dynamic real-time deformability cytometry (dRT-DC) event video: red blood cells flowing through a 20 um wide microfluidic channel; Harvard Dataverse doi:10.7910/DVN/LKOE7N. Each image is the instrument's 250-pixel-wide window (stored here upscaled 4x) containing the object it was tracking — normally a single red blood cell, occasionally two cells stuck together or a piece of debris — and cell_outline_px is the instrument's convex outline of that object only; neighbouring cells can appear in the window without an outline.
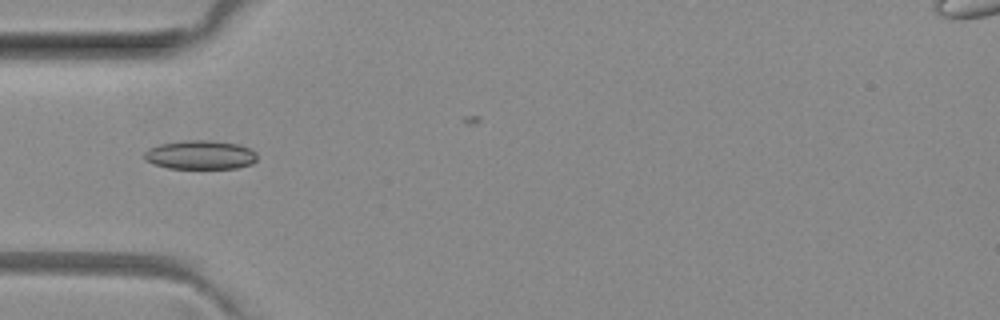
{"species": "common noctule bat (a hibernating species)", "species_latin": "Nyctalus noctula", "temperature_condition": "room temperature", "stored_images_in_passage": 8, "camera_frame_rate_fps": 3000, "um_per_image_px": 0.085, "animal": {"sex": "female", "body_mass_g": 29.2, "forearm_length_mm": 56.3}, "frame": {"image": 1, "passage_image": 3, "time_ms": 0.667, "image_size_px": [1000, 320], "cell_outline_px": [[256, 160], [252, 164], [236, 168], [168, 168], [144, 160], [144, 152], [148, 148], [160, 144], [184, 140], [212, 140], [240, 144], [256, 152]], "centroid_in_image_um": [17.03, 13.15], "position_along_channel_um": 68.0, "area_um2": 19.07}}
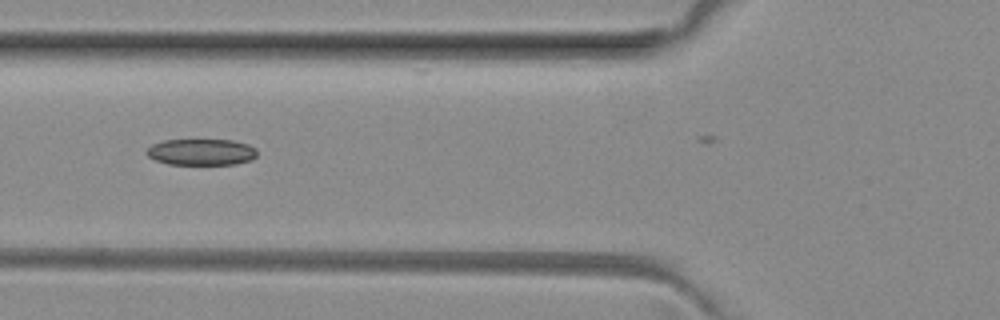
{"frame": {"image": 2, "passage_image": 6, "time_ms": 1.667, "image_size_px": [1000, 320], "cell_outline_px": [[256, 156], [252, 160], [236, 164], [168, 164], [156, 160], [148, 156], [144, 152], [152, 144], [164, 140], [232, 140], [248, 144], [256, 148]], "centroid_in_image_um": [17.12, 12.92], "position_along_channel_um": 108.7, "area_um2": 16.99}}